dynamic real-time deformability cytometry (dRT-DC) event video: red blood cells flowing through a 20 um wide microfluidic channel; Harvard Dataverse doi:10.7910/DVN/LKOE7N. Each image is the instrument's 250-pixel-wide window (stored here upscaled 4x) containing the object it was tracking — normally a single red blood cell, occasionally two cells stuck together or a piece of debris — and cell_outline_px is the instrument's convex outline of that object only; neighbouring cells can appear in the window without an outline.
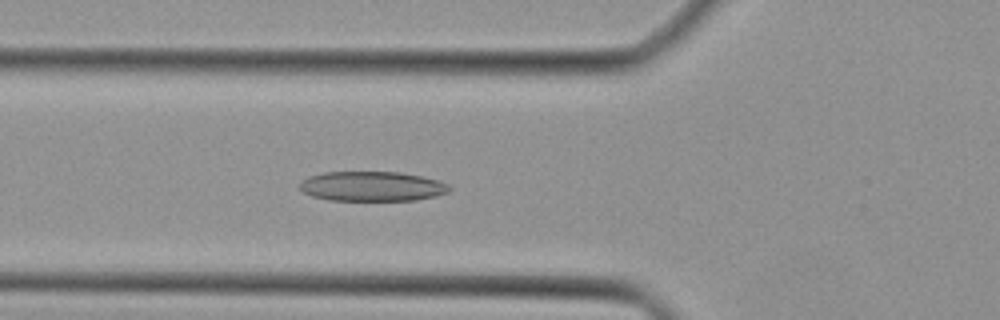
{"species": "Egyptian fruit bat (a non-hibernating species)", "species_latin": "Rousettus aegyptiacus", "temperature_condition": "cold", "stored_images_in_passage": 36, "camera_frame_rate_fps": 3000, "um_per_image_px": 0.085, "animal": {"sex": "female"}, "frame": {"image": 1, "passage_image": 11, "time_ms": 3.333, "image_size_px": [1000, 320], "cell_outline_px": [[452, 188], [448, 192], [436, 196], [416, 200], [328, 200], [312, 196], [304, 192], [300, 188], [300, 180], [308, 176], [324, 172], [400, 172], [440, 180], [448, 184]], "centroid_in_image_um": [31.63, 15.83], "position_along_channel_um": 94.2, "area_um2": 26.07}}
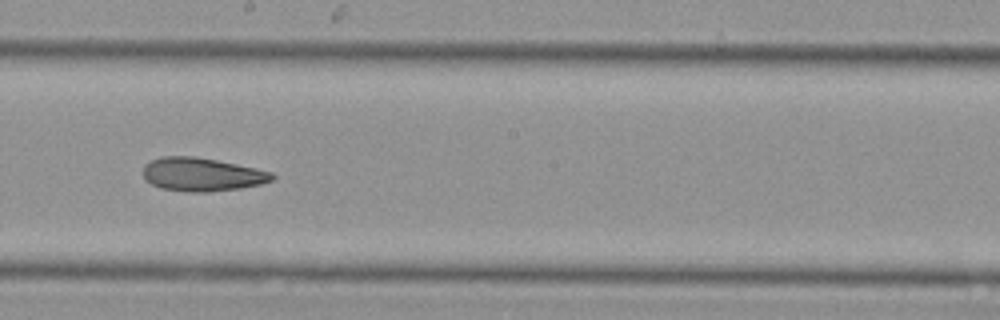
{"frame": {"image": 2, "passage_image": 20, "time_ms": 6.333, "image_size_px": [1000, 320], "cell_outline_px": [[276, 176], [272, 180], [260, 184], [240, 188], [208, 192], [184, 192], [160, 188], [144, 180], [144, 164], [160, 156], [196, 156], [256, 168], [272, 172]], "centroid_in_image_um": [17.14, 14.83], "position_along_channel_um": 231.1, "area_um2": 25.26}}
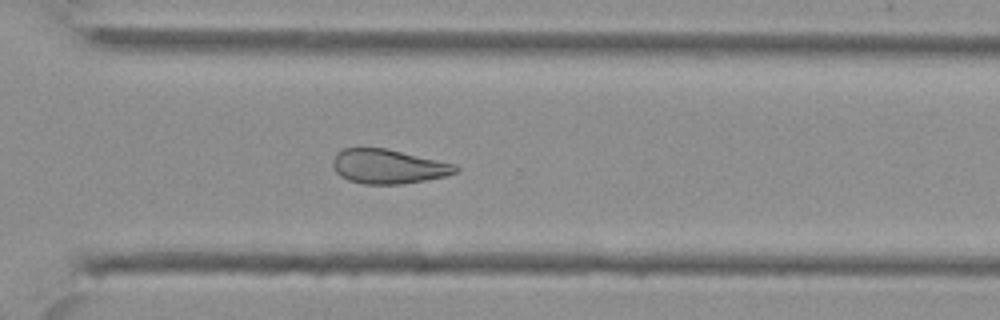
{"frame": {"image": 3, "passage_image": 27, "time_ms": 8.667, "image_size_px": [1000, 320], "cell_outline_px": [[460, 168], [456, 172], [444, 176], [424, 180], [400, 184], [364, 184], [348, 180], [340, 176], [336, 172], [332, 164], [332, 160], [336, 152], [344, 148], [384, 148], [456, 164]], "centroid_in_image_um": [32.96, 14.15], "position_along_channel_um": 337.6, "area_um2": 24.45}}